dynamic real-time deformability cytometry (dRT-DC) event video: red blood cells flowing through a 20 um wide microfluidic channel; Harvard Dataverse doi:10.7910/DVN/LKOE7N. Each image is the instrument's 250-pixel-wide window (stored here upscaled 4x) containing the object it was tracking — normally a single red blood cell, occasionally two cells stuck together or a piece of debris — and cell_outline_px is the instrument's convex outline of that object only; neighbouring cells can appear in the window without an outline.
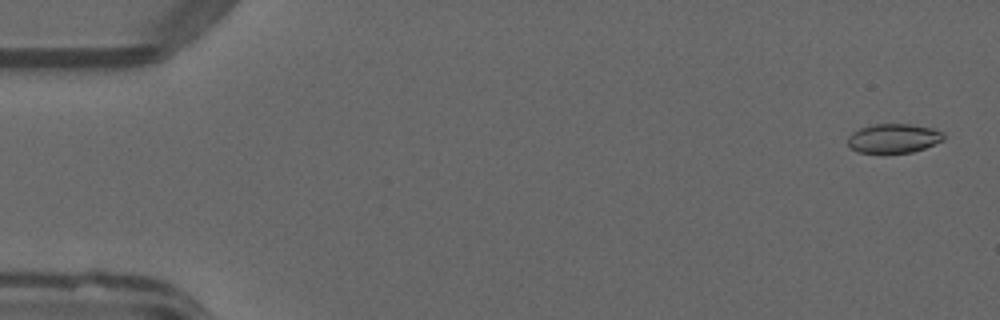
{"species": "common noctule bat (a hibernating species)", "species_latin": "Nyctalus noctula", "temperature_condition": "warm", "stored_images_in_passage": 51, "camera_frame_rate_fps": 3000, "um_per_image_px": 0.085, "animal": {"sex": "male", "forearm_length_mm": 52.5}, "frame": {"image": 1, "passage_image": 2, "time_ms": 0.333, "image_size_px": [1000, 320], "cell_outline_px": [[944, 140], [924, 148], [912, 152], [884, 156], [856, 152], [848, 144], [848, 136], [852, 132], [860, 128], [872, 124], [908, 124], [932, 128], [944, 132]], "centroid_in_image_um": [75.92, 11.81], "position_along_channel_um": 9.1, "area_um2": 16.99}}
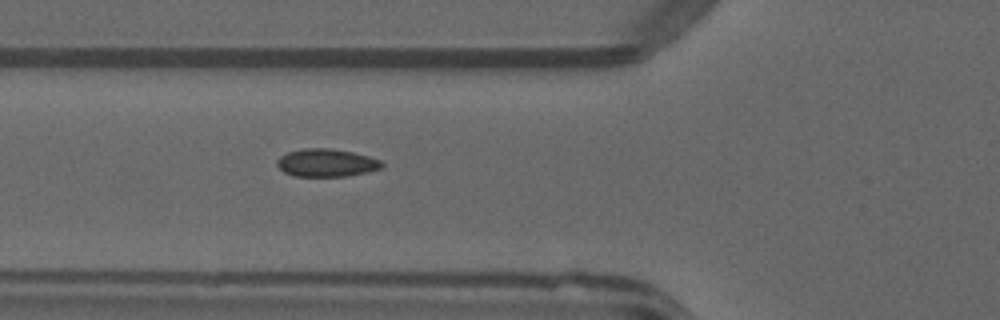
{"frame": {"image": 2, "passage_image": 19, "time_ms": 6.0, "image_size_px": [1000, 320], "cell_outline_px": [[384, 164], [380, 168], [368, 172], [348, 176], [292, 176], [284, 172], [276, 164], [276, 160], [280, 156], [288, 152], [304, 148], [332, 148], [352, 152], [368, 156], [380, 160]], "centroid_in_image_um": [27.73, 13.84], "position_along_channel_um": 98.1, "area_um2": 17.05}}
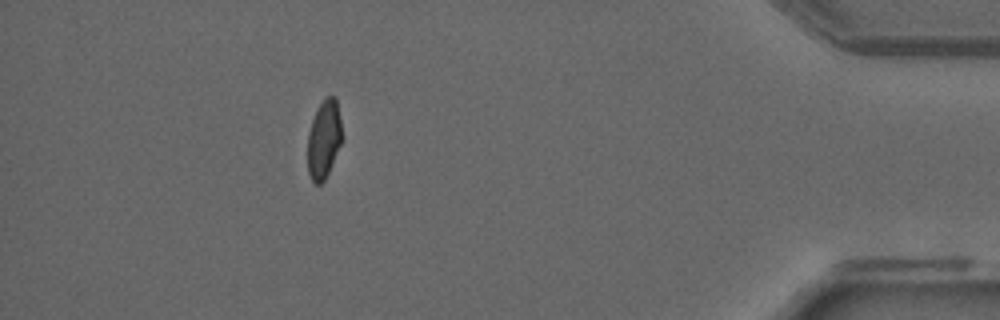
{"frame": {"image": 3, "passage_image": 46, "time_ms": 15.0, "image_size_px": [1000, 320], "cell_outline_px": [[340, 144], [328, 172], [324, 180], [320, 184], [316, 184], [312, 180], [308, 172], [308, 132], [316, 108], [324, 96], [336, 96], [340, 120]], "centroid_in_image_um": [27.5, 11.78], "position_along_channel_um": 407.7, "area_um2": 15.43}, "authors_computed_cell_mechanics": {"area_um2": 16.8198, "velocity_mm_per_s": 4.0377, "shape_relaxation_time_tau1_ms": 4.4125, "shape_relaxation_time_tau2_ms": 0.8624, "deformation_change_tau1": 0.1303, "deformation_change_tau2": 0.0383}}